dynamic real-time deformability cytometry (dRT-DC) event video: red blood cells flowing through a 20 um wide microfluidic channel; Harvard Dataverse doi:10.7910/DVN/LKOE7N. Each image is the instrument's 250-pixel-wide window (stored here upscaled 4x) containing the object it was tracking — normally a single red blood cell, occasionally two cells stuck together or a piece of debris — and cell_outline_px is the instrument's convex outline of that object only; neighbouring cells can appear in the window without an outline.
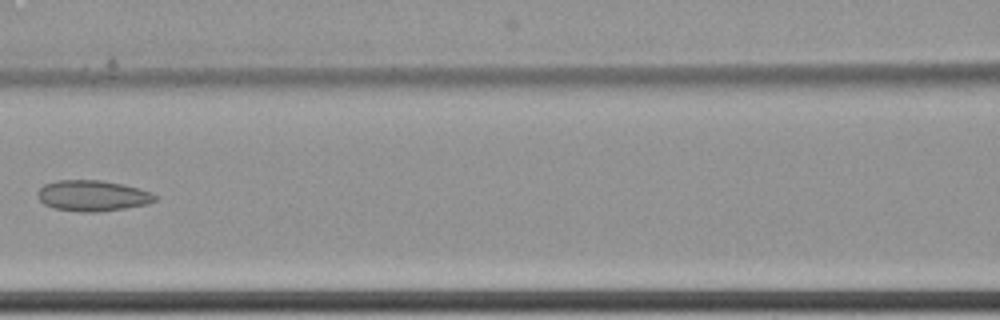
{"species": "common noctule bat (a hibernating species)", "species_latin": "Nyctalus noctula", "temperature_condition": "cold", "stored_images_in_passage": 6, "camera_frame_rate_fps": 3000, "um_per_image_px": 0.085, "animal": {"sex": "female", "body_mass_g": 22.7, "forearm_length_mm": 54.2}, "frame": {"image": 1, "passage_image": 6, "time_ms": 1.667, "image_size_px": [1000, 320], "cell_outline_px": [[156, 200], [148, 204], [100, 212], [80, 212], [52, 208], [44, 204], [36, 196], [36, 192], [44, 184], [56, 180], [100, 180], [124, 184], [140, 188], [152, 192], [156, 196]], "centroid_in_image_um": [7.85, 16.63], "position_along_channel_um": 158.7, "area_um2": 21.39}}